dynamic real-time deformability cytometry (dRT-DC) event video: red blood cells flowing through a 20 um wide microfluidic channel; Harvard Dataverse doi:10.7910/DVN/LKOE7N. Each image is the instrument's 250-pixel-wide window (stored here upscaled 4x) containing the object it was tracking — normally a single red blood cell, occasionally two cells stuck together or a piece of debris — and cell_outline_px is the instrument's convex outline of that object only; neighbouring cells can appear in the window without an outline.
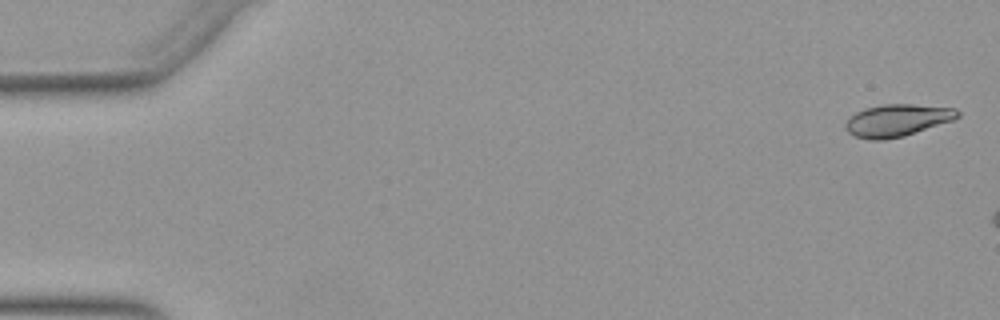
{"species": "Egyptian fruit bat (a non-hibernating species)", "species_latin": "Rousettus aegyptiacus", "temperature_condition": "warm", "stored_images_in_passage": 9, "camera_frame_rate_fps": 3000, "um_per_image_px": 0.085, "animal": {"sex": "female"}, "frame": {"image": 1, "passage_image": 2, "time_ms": 0.333, "image_size_px": [1000, 320], "cell_outline_px": [[960, 116], [956, 120], [904, 136], [884, 140], [868, 140], [856, 136], [848, 132], [844, 128], [844, 124], [856, 112], [864, 108], [884, 104], [912, 104], [956, 108], [960, 112]], "centroid_in_image_um": [76.3, 10.23], "position_along_channel_um": 8.7, "area_um2": 21.27}}